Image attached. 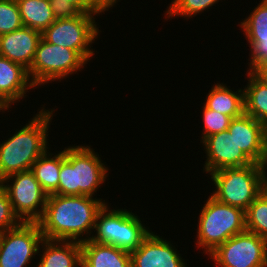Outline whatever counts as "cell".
Returning a JSON list of instances; mask_svg holds the SVG:
<instances>
[{"instance_id":"6da1fadb","label":"cell","mask_w":267,"mask_h":267,"mask_svg":"<svg viewBox=\"0 0 267 267\" xmlns=\"http://www.w3.org/2000/svg\"><path fill=\"white\" fill-rule=\"evenodd\" d=\"M105 204L97 196L48 195L43 215L37 221L43 238L80 243L90 240L97 215Z\"/></svg>"},{"instance_id":"7a4b0ae2","label":"cell","mask_w":267,"mask_h":267,"mask_svg":"<svg viewBox=\"0 0 267 267\" xmlns=\"http://www.w3.org/2000/svg\"><path fill=\"white\" fill-rule=\"evenodd\" d=\"M40 108L25 126L0 143V181L14 173L31 170L33 163L50 149L48 133L56 109L47 110L44 105Z\"/></svg>"},{"instance_id":"3957f363","label":"cell","mask_w":267,"mask_h":267,"mask_svg":"<svg viewBox=\"0 0 267 267\" xmlns=\"http://www.w3.org/2000/svg\"><path fill=\"white\" fill-rule=\"evenodd\" d=\"M91 145L67 146L61 151L58 195L95 196L109 175V167Z\"/></svg>"},{"instance_id":"277c9868","label":"cell","mask_w":267,"mask_h":267,"mask_svg":"<svg viewBox=\"0 0 267 267\" xmlns=\"http://www.w3.org/2000/svg\"><path fill=\"white\" fill-rule=\"evenodd\" d=\"M196 247L209 255L232 236L244 232L245 211L208 196L199 211ZM204 249V250H203Z\"/></svg>"},{"instance_id":"5b68a950","label":"cell","mask_w":267,"mask_h":267,"mask_svg":"<svg viewBox=\"0 0 267 267\" xmlns=\"http://www.w3.org/2000/svg\"><path fill=\"white\" fill-rule=\"evenodd\" d=\"M145 226L140 216L132 211L125 208L110 209L109 204H105L96 218V234L93 233L90 240L132 252L151 232Z\"/></svg>"},{"instance_id":"8992f818","label":"cell","mask_w":267,"mask_h":267,"mask_svg":"<svg viewBox=\"0 0 267 267\" xmlns=\"http://www.w3.org/2000/svg\"><path fill=\"white\" fill-rule=\"evenodd\" d=\"M215 190L210 193L216 200L246 211L266 188L257 164L224 168L210 174Z\"/></svg>"},{"instance_id":"52a82bcc","label":"cell","mask_w":267,"mask_h":267,"mask_svg":"<svg viewBox=\"0 0 267 267\" xmlns=\"http://www.w3.org/2000/svg\"><path fill=\"white\" fill-rule=\"evenodd\" d=\"M86 64L88 63L75 50L48 43L41 38L28 75L33 85L38 88L52 81L61 82L83 70Z\"/></svg>"},{"instance_id":"ba28073f","label":"cell","mask_w":267,"mask_h":267,"mask_svg":"<svg viewBox=\"0 0 267 267\" xmlns=\"http://www.w3.org/2000/svg\"><path fill=\"white\" fill-rule=\"evenodd\" d=\"M102 13H80L74 18L57 19L44 32L42 38L48 43L75 50L86 62L95 55L92 44L102 32L96 16ZM91 48V49H90Z\"/></svg>"},{"instance_id":"9c48e42d","label":"cell","mask_w":267,"mask_h":267,"mask_svg":"<svg viewBox=\"0 0 267 267\" xmlns=\"http://www.w3.org/2000/svg\"><path fill=\"white\" fill-rule=\"evenodd\" d=\"M14 213L22 222H37L43 215L48 194L31 170L21 171L0 181Z\"/></svg>"},{"instance_id":"30bf717a","label":"cell","mask_w":267,"mask_h":267,"mask_svg":"<svg viewBox=\"0 0 267 267\" xmlns=\"http://www.w3.org/2000/svg\"><path fill=\"white\" fill-rule=\"evenodd\" d=\"M217 267H267V241L245 230L208 255Z\"/></svg>"},{"instance_id":"8fae6325","label":"cell","mask_w":267,"mask_h":267,"mask_svg":"<svg viewBox=\"0 0 267 267\" xmlns=\"http://www.w3.org/2000/svg\"><path fill=\"white\" fill-rule=\"evenodd\" d=\"M43 239L37 222H22L0 233V267H30Z\"/></svg>"},{"instance_id":"7c38bea8","label":"cell","mask_w":267,"mask_h":267,"mask_svg":"<svg viewBox=\"0 0 267 267\" xmlns=\"http://www.w3.org/2000/svg\"><path fill=\"white\" fill-rule=\"evenodd\" d=\"M206 161L203 172L210 174L224 168L244 167L253 162L240 150L228 130L208 136L202 143Z\"/></svg>"},{"instance_id":"4fadbf2b","label":"cell","mask_w":267,"mask_h":267,"mask_svg":"<svg viewBox=\"0 0 267 267\" xmlns=\"http://www.w3.org/2000/svg\"><path fill=\"white\" fill-rule=\"evenodd\" d=\"M130 256L131 267H188L173 243L152 231Z\"/></svg>"},{"instance_id":"5bb4252c","label":"cell","mask_w":267,"mask_h":267,"mask_svg":"<svg viewBox=\"0 0 267 267\" xmlns=\"http://www.w3.org/2000/svg\"><path fill=\"white\" fill-rule=\"evenodd\" d=\"M259 2L238 25L250 45V62L247 63L249 71H253L267 58V0Z\"/></svg>"},{"instance_id":"9a60e30c","label":"cell","mask_w":267,"mask_h":267,"mask_svg":"<svg viewBox=\"0 0 267 267\" xmlns=\"http://www.w3.org/2000/svg\"><path fill=\"white\" fill-rule=\"evenodd\" d=\"M41 38V32L24 26L13 32L2 34L0 35V56L29 70Z\"/></svg>"},{"instance_id":"2e32d148","label":"cell","mask_w":267,"mask_h":267,"mask_svg":"<svg viewBox=\"0 0 267 267\" xmlns=\"http://www.w3.org/2000/svg\"><path fill=\"white\" fill-rule=\"evenodd\" d=\"M35 88L26 68L0 56V101L9 110L12 104L17 105L21 99L28 96L27 92Z\"/></svg>"},{"instance_id":"e0dca14e","label":"cell","mask_w":267,"mask_h":267,"mask_svg":"<svg viewBox=\"0 0 267 267\" xmlns=\"http://www.w3.org/2000/svg\"><path fill=\"white\" fill-rule=\"evenodd\" d=\"M266 126L243 113L241 116L232 118L228 131L233 134L240 150L253 162L256 163L261 154L262 137Z\"/></svg>"},{"instance_id":"ac0fdd59","label":"cell","mask_w":267,"mask_h":267,"mask_svg":"<svg viewBox=\"0 0 267 267\" xmlns=\"http://www.w3.org/2000/svg\"><path fill=\"white\" fill-rule=\"evenodd\" d=\"M37 256L36 267H81V243L43 239Z\"/></svg>"},{"instance_id":"d6986e66","label":"cell","mask_w":267,"mask_h":267,"mask_svg":"<svg viewBox=\"0 0 267 267\" xmlns=\"http://www.w3.org/2000/svg\"><path fill=\"white\" fill-rule=\"evenodd\" d=\"M81 267H131L130 252L86 240L81 242Z\"/></svg>"},{"instance_id":"ffe728a7","label":"cell","mask_w":267,"mask_h":267,"mask_svg":"<svg viewBox=\"0 0 267 267\" xmlns=\"http://www.w3.org/2000/svg\"><path fill=\"white\" fill-rule=\"evenodd\" d=\"M225 83H215L206 96L208 109L236 118L244 113V89L234 91Z\"/></svg>"},{"instance_id":"44dd1931","label":"cell","mask_w":267,"mask_h":267,"mask_svg":"<svg viewBox=\"0 0 267 267\" xmlns=\"http://www.w3.org/2000/svg\"><path fill=\"white\" fill-rule=\"evenodd\" d=\"M247 87L244 88V113L267 127V84L253 71H246Z\"/></svg>"},{"instance_id":"7402d4cb","label":"cell","mask_w":267,"mask_h":267,"mask_svg":"<svg viewBox=\"0 0 267 267\" xmlns=\"http://www.w3.org/2000/svg\"><path fill=\"white\" fill-rule=\"evenodd\" d=\"M54 153L47 149L31 167L35 178L48 195L58 194L61 151Z\"/></svg>"},{"instance_id":"603a6c76","label":"cell","mask_w":267,"mask_h":267,"mask_svg":"<svg viewBox=\"0 0 267 267\" xmlns=\"http://www.w3.org/2000/svg\"><path fill=\"white\" fill-rule=\"evenodd\" d=\"M24 27L44 32L56 19L50 0H16Z\"/></svg>"},{"instance_id":"cb8c5ba5","label":"cell","mask_w":267,"mask_h":267,"mask_svg":"<svg viewBox=\"0 0 267 267\" xmlns=\"http://www.w3.org/2000/svg\"><path fill=\"white\" fill-rule=\"evenodd\" d=\"M245 227L267 241V187L246 209Z\"/></svg>"},{"instance_id":"d4e9b609","label":"cell","mask_w":267,"mask_h":267,"mask_svg":"<svg viewBox=\"0 0 267 267\" xmlns=\"http://www.w3.org/2000/svg\"><path fill=\"white\" fill-rule=\"evenodd\" d=\"M222 1V0H220ZM219 0H172L165 12V20L172 18H185L186 20L202 14L204 11H209L212 6L220 2Z\"/></svg>"},{"instance_id":"484cf974","label":"cell","mask_w":267,"mask_h":267,"mask_svg":"<svg viewBox=\"0 0 267 267\" xmlns=\"http://www.w3.org/2000/svg\"><path fill=\"white\" fill-rule=\"evenodd\" d=\"M202 107V136L200 143H202L208 136L228 130L231 117L221 114L219 112L208 109L204 104Z\"/></svg>"},{"instance_id":"4316f807","label":"cell","mask_w":267,"mask_h":267,"mask_svg":"<svg viewBox=\"0 0 267 267\" xmlns=\"http://www.w3.org/2000/svg\"><path fill=\"white\" fill-rule=\"evenodd\" d=\"M23 27L16 0H0V35Z\"/></svg>"},{"instance_id":"83f0119b","label":"cell","mask_w":267,"mask_h":267,"mask_svg":"<svg viewBox=\"0 0 267 267\" xmlns=\"http://www.w3.org/2000/svg\"><path fill=\"white\" fill-rule=\"evenodd\" d=\"M21 223L13 211L6 190L0 184V233L18 227Z\"/></svg>"},{"instance_id":"f1b7e54d","label":"cell","mask_w":267,"mask_h":267,"mask_svg":"<svg viewBox=\"0 0 267 267\" xmlns=\"http://www.w3.org/2000/svg\"><path fill=\"white\" fill-rule=\"evenodd\" d=\"M50 5L56 20L74 18L80 14L68 1L60 2L59 0H50Z\"/></svg>"},{"instance_id":"f546056e","label":"cell","mask_w":267,"mask_h":267,"mask_svg":"<svg viewBox=\"0 0 267 267\" xmlns=\"http://www.w3.org/2000/svg\"><path fill=\"white\" fill-rule=\"evenodd\" d=\"M256 164L267 187V127L262 137L261 154Z\"/></svg>"},{"instance_id":"4dcf8cb0","label":"cell","mask_w":267,"mask_h":267,"mask_svg":"<svg viewBox=\"0 0 267 267\" xmlns=\"http://www.w3.org/2000/svg\"><path fill=\"white\" fill-rule=\"evenodd\" d=\"M60 2L68 1L80 13H101L89 0H59Z\"/></svg>"},{"instance_id":"1f68e13d","label":"cell","mask_w":267,"mask_h":267,"mask_svg":"<svg viewBox=\"0 0 267 267\" xmlns=\"http://www.w3.org/2000/svg\"><path fill=\"white\" fill-rule=\"evenodd\" d=\"M101 13L112 9L120 0H89ZM112 7V8H111Z\"/></svg>"},{"instance_id":"d6a6232c","label":"cell","mask_w":267,"mask_h":267,"mask_svg":"<svg viewBox=\"0 0 267 267\" xmlns=\"http://www.w3.org/2000/svg\"><path fill=\"white\" fill-rule=\"evenodd\" d=\"M253 72L267 84V69H254Z\"/></svg>"},{"instance_id":"836d02e7","label":"cell","mask_w":267,"mask_h":267,"mask_svg":"<svg viewBox=\"0 0 267 267\" xmlns=\"http://www.w3.org/2000/svg\"><path fill=\"white\" fill-rule=\"evenodd\" d=\"M255 69H267V58Z\"/></svg>"},{"instance_id":"e575fe53","label":"cell","mask_w":267,"mask_h":267,"mask_svg":"<svg viewBox=\"0 0 267 267\" xmlns=\"http://www.w3.org/2000/svg\"><path fill=\"white\" fill-rule=\"evenodd\" d=\"M7 110H8V108L0 101V112L4 113Z\"/></svg>"}]
</instances>
